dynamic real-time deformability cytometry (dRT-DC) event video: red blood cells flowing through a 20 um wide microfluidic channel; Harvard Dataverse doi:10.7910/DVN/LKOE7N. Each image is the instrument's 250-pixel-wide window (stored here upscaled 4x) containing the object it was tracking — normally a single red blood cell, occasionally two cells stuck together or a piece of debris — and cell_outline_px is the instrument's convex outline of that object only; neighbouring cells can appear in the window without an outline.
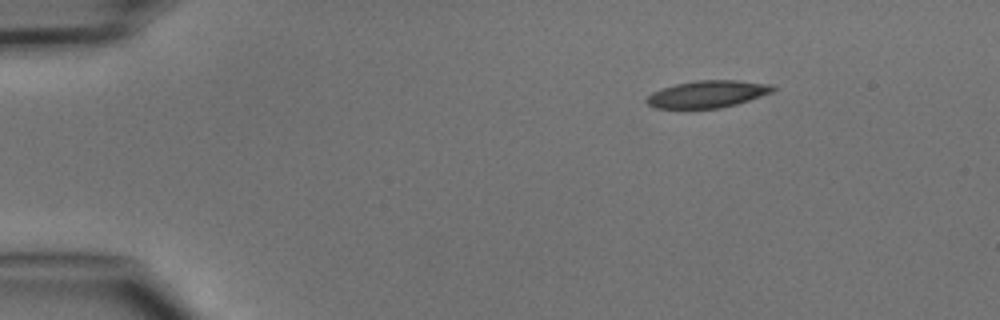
{"species": "common noctule bat (a hibernating species)", "species_latin": "Nyctalus noctula", "temperature_condition": "cold", "stored_images_in_passage": 6, "camera_frame_rate_fps": 3000, "um_per_image_px": 0.085, "animal": {"sex": "male", "body_mass_g": 15.6}, "frame": {"image": 1, "passage_image": 1, "time_ms": 0.0, "image_size_px": [1000, 320], "cell_outline_px": [[776, 88], [772, 92], [736, 104], [720, 108], [656, 108], [648, 104], [644, 100], [652, 92], [660, 88], [676, 84], [696, 80], [736, 80], [772, 84]], "centroid_in_image_um": [60.12, 7.99], "position_along_channel_um": 24.9, "area_um2": 19.88}}
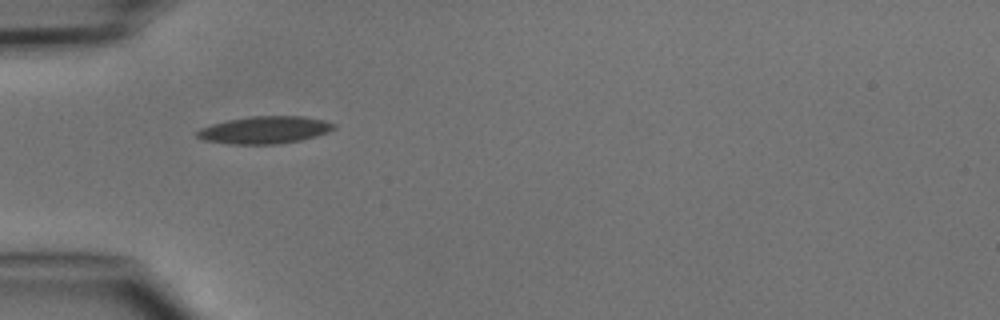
{"frame": {"image": 2, "passage_image": 3, "time_ms": 2.667, "image_size_px": [1000, 320], "cell_outline_px": [[336, 128], [328, 132], [316, 136], [300, 140], [276, 144], [232, 144], [204, 140], [196, 136], [196, 132], [200, 128], [212, 124], [228, 120], [252, 116], [304, 116], [324, 120], [336, 124]], "centroid_in_image_um": [22.52, 11.04], "position_along_channel_um": 62.5, "area_um2": 21.73}}